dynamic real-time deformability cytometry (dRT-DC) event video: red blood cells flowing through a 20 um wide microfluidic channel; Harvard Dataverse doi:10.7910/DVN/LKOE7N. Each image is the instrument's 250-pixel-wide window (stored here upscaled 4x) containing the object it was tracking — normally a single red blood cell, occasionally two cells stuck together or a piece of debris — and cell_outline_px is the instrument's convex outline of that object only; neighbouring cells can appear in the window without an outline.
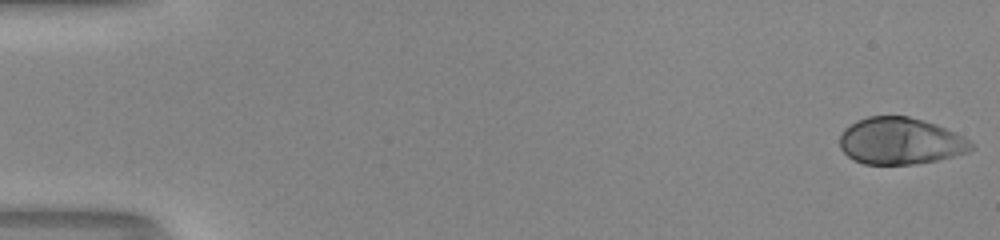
{"species": "human", "species_latin": "Homo sapiens", "temperature_condition": "room temperature", "stored_images_in_passage": 51, "camera_frame_rate_fps": 3000, "um_per_image_px": 0.085, "donor": {"sex": "male"}, "frame": {"image": 1, "passage_image": 1, "time_ms": 0.0, "image_size_px": [1000, 240], "cell_outline_px": [[976, 148], [968, 152], [936, 160], [912, 164], [864, 164], [852, 160], [840, 148], [840, 136], [844, 128], [856, 120], [868, 116], [908, 116], [924, 120], [936, 124], [956, 132], [968, 140]], "centroid_in_image_um": [76.51, 11.98], "position_along_channel_um": 8.5, "area_um2": 35.95}}
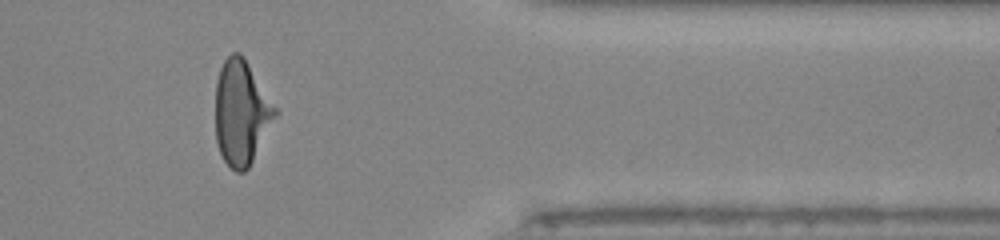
{"frame": {"image": 2, "passage_image": 43, "time_ms": 14.0, "image_size_px": [1000, 240], "cell_outline_px": [[280, 112], [248, 168], [244, 172], [236, 172], [224, 160], [220, 152], [216, 140], [216, 80], [220, 68], [224, 60], [232, 52], [240, 52], [244, 56]], "centroid_in_image_um": [20.54, 9.55], "position_along_channel_um": 390.9, "area_um2": 36.7}}
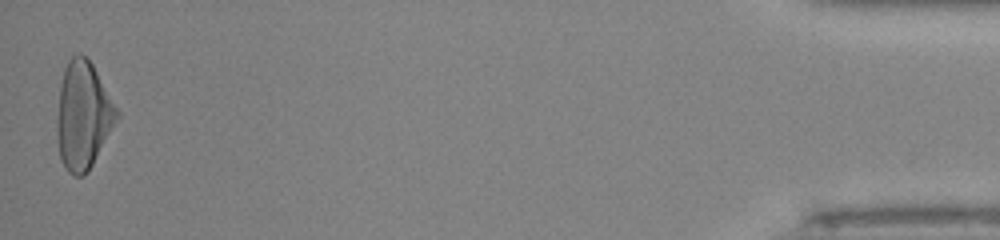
{"frame": {"image": 3, "passage_image": 51, "time_ms": 16.667, "image_size_px": [1000, 240], "cell_outline_px": [[120, 116], [88, 172], [84, 176], [72, 176], [68, 172], [60, 160], [56, 132], [56, 120], [60, 84], [64, 68], [68, 60], [76, 52], [80, 52], [92, 64], [120, 112]], "centroid_in_image_um": [7.05, 9.83], "position_along_channel_um": 428.1, "area_um2": 37.86}}